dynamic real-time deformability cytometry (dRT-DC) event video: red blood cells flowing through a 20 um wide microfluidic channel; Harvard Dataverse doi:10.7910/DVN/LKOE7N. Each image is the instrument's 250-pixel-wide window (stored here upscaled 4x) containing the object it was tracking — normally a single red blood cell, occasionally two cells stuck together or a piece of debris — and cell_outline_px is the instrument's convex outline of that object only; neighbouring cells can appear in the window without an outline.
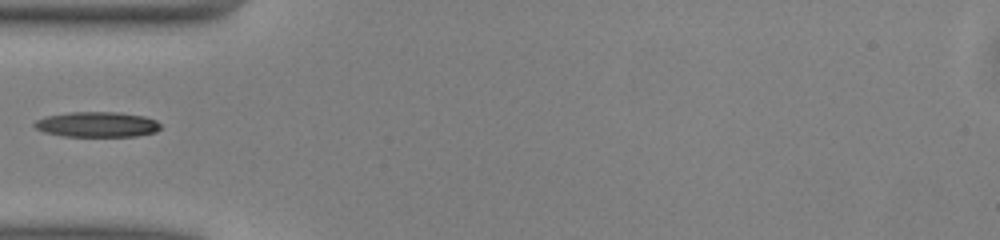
{"species": "common noctule bat (a hibernating species)", "species_latin": "Nyctalus noctula", "temperature_condition": "warm", "stored_images_in_passage": 35, "camera_frame_rate_fps": 3000, "um_per_image_px": 0.085, "animal": {"sex": "male", "body_mass_g": 13.0, "forearm_length_mm": 53.1}, "frame": {"image": 1, "passage_image": 1, "time_ms": 0.0, "image_size_px": [1000, 240], "cell_outline_px": [[160, 128], [156, 132], [136, 136], [64, 136], [44, 132], [36, 128], [32, 124], [36, 120], [44, 116], [68, 112], [116, 112], [144, 116], [156, 120], [160, 124]], "centroid_in_image_um": [8.23, 10.57], "position_along_channel_um": 76.8, "area_um2": 18.61}}
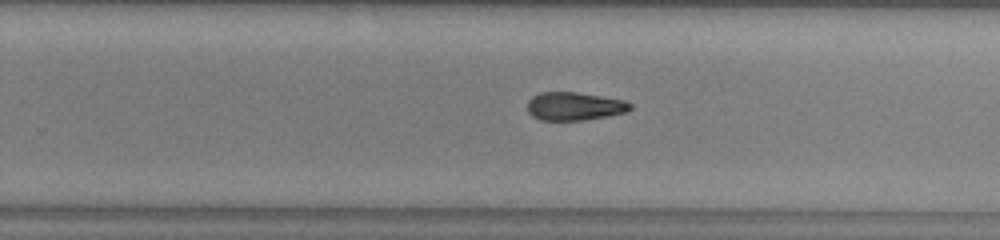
{"frame": {"image": 2, "passage_image": 16, "time_ms": 5.0, "image_size_px": [1000, 240], "cell_outline_px": [[632, 108], [624, 112], [608, 116], [584, 120], [540, 120], [532, 116], [528, 112], [528, 100], [532, 96], [540, 92], [576, 92], [624, 100], [632, 104]], "centroid_in_image_um": [48.8, 9.03], "position_along_channel_um": 281.0, "area_um2": 16.88}}
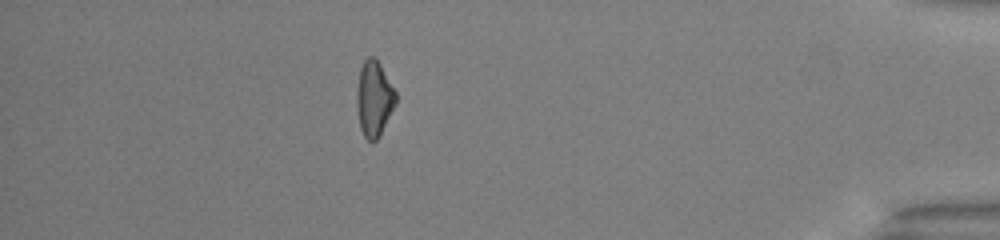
{"frame": {"image": 3, "passage_image": 29, "time_ms": 9.333, "image_size_px": [1000, 240], "cell_outline_px": [[396, 104], [380, 136], [376, 140], [368, 140], [364, 136], [360, 128], [356, 104], [356, 96], [360, 68], [364, 60], [368, 56], [372, 56], [380, 64], [396, 92]], "centroid_in_image_um": [31.79, 8.4], "position_along_channel_um": 403.4, "area_um2": 17.11}}